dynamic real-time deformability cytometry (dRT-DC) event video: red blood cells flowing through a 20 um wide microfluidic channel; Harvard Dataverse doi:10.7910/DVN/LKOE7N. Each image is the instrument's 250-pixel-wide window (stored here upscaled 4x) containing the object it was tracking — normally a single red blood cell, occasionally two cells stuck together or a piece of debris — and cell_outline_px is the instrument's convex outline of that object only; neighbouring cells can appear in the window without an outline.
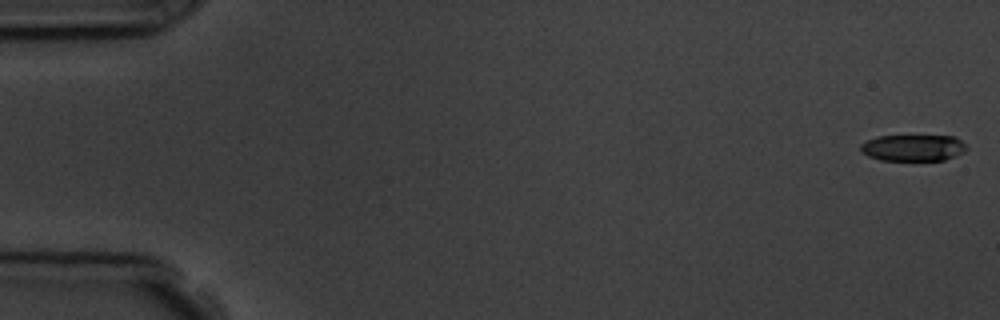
{"species": "common noctule bat (a hibernating species)", "species_latin": "Nyctalus noctula", "temperature_condition": "room temperature", "stored_images_in_passage": 7, "camera_frame_rate_fps": 3000, "um_per_image_px": 0.085, "animal": {"sex": "male", "body_mass_g": 19.5, "forearm_length_mm": 54.6}, "frame": {"image": 1, "passage_image": 1, "time_ms": 0.0, "image_size_px": [1000, 320], "cell_outline_px": [[968, 148], [964, 152], [956, 156], [944, 160], [880, 160], [868, 156], [860, 152], [860, 144], [876, 136], [956, 136]], "centroid_in_image_um": [77.6, 12.56], "position_along_channel_um": 7.4, "area_um2": 16.42}}
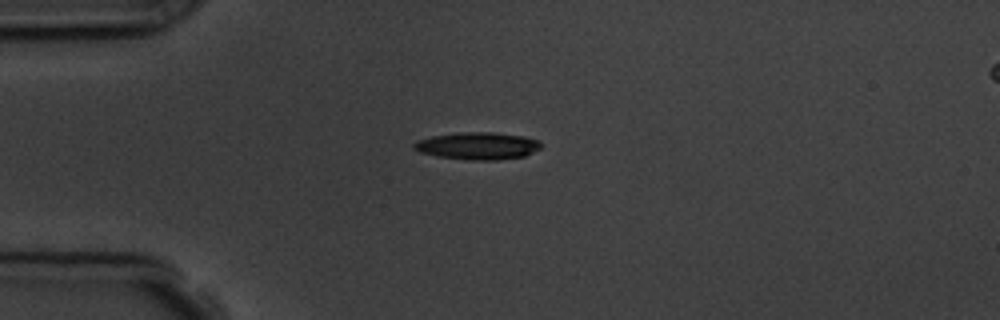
{"frame": {"image": 2, "passage_image": 5, "time_ms": 4.333, "image_size_px": [1000, 320], "cell_outline_px": [[544, 144], [540, 148], [524, 156], [500, 160], [468, 160], [436, 156], [420, 152], [412, 148], [412, 144], [416, 140], [432, 136], [456, 132], [496, 132], [524, 136], [540, 140]], "centroid_in_image_um": [40.6, 12.39], "position_along_channel_um": 44.4, "area_um2": 20.58}}